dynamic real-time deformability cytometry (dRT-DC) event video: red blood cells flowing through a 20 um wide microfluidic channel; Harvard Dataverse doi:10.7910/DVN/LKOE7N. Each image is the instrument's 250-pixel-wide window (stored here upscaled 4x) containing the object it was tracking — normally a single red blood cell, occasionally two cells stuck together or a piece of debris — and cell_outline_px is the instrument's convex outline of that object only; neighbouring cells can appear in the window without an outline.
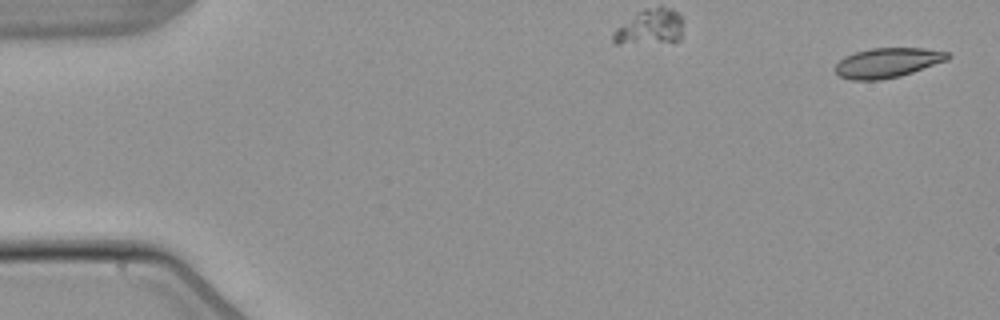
{"species": "common noctule bat (a hibernating species)", "species_latin": "Nyctalus noctula", "temperature_condition": "warm", "stored_images_in_passage": 4, "camera_frame_rate_fps": 3000, "um_per_image_px": 0.085, "animal": {"sex": "male", "body_mass_g": 21.5, "forearm_length_mm": 52.0}, "frame": {"image": 1, "passage_image": 1, "time_ms": 0.0, "image_size_px": [1000, 320], "cell_outline_px": [[952, 56], [948, 60], [900, 76], [880, 80], [852, 80], [840, 76], [836, 72], [836, 64], [844, 56], [856, 52], [872, 48], [924, 48], [948, 52]], "centroid_in_image_um": [75.46, 5.33], "position_along_channel_um": 9.5, "area_um2": 19.42}}
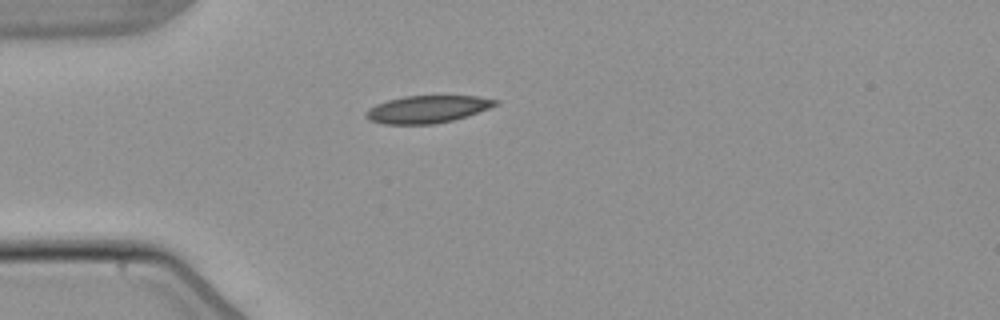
{"frame": {"image": 2, "passage_image": 4, "time_ms": 4.333, "image_size_px": [1000, 320], "cell_outline_px": [[500, 100], [496, 104], [488, 108], [468, 116], [452, 120], [432, 124], [384, 124], [368, 120], [364, 116], [364, 112], [368, 108], [376, 104], [388, 100], [404, 96], [476, 96]], "centroid_in_image_um": [36.27, 9.29], "position_along_channel_um": 48.7, "area_um2": 20.63}}